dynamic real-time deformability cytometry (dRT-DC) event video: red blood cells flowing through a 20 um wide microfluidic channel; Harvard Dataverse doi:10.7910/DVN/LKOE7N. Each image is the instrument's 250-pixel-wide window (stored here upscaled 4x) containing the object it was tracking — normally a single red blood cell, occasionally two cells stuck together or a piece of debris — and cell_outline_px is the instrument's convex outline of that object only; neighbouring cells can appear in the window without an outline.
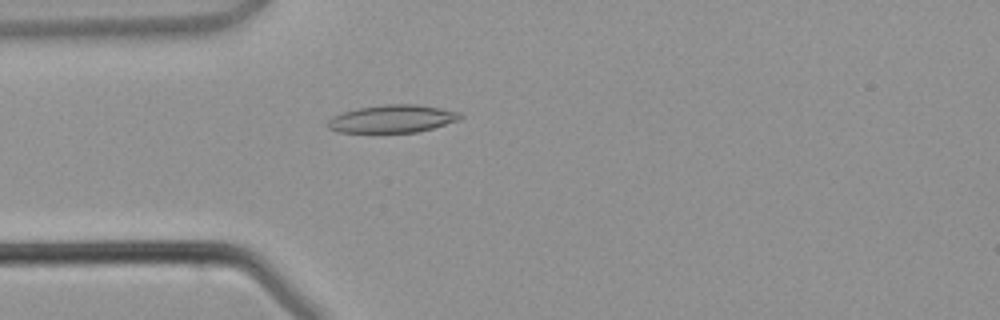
{"species": "common noctule bat (a hibernating species)", "species_latin": "Nyctalus noctula", "temperature_condition": "warm", "stored_images_in_passage": 3, "camera_frame_rate_fps": 3000, "um_per_image_px": 0.085, "animal": {"sex": "male", "body_mass_g": 21.5, "forearm_length_mm": 52.0}, "frame": {"image": 1, "passage_image": 3, "time_ms": 2.667, "image_size_px": [1000, 320], "cell_outline_px": [[464, 116], [460, 120], [432, 128], [416, 132], [336, 132], [328, 128], [328, 120], [332, 116], [356, 108], [384, 104], [416, 104], [440, 108], [460, 112]], "centroid_in_image_um": [33.36, 10.09], "position_along_channel_um": 51.6, "area_um2": 21.44}}